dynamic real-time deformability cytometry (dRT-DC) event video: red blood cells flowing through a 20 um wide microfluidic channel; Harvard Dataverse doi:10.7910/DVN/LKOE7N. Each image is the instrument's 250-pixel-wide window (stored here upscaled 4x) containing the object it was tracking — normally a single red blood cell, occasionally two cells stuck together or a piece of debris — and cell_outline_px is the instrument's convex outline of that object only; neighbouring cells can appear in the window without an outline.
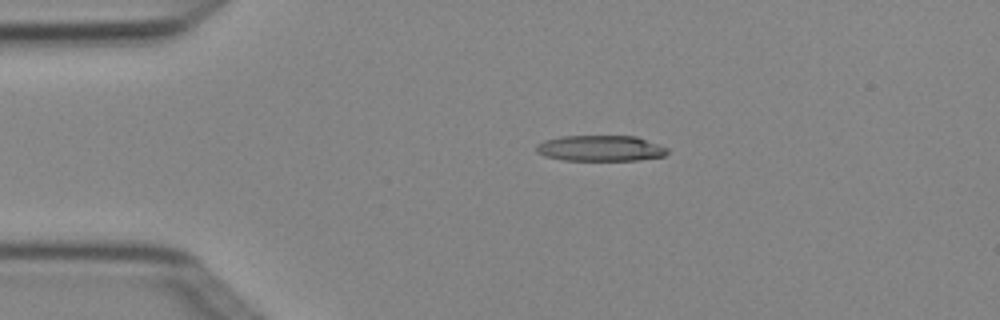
{"species": "Egyptian fruit bat (a non-hibernating species)", "species_latin": "Rousettus aegyptiacus", "temperature_condition": "cold", "stored_images_in_passage": 3, "camera_frame_rate_fps": 3000, "um_per_image_px": 0.085, "animal": {"sex": "female"}, "frame": {"image": 1, "passage_image": 1, "time_ms": 0.0, "image_size_px": [1000, 320], "cell_outline_px": [[668, 152], [664, 156], [640, 160], [564, 160], [544, 156], [536, 152], [536, 144], [544, 140], [560, 136], [636, 136], [668, 148]], "centroid_in_image_um": [51.01, 12.6], "position_along_channel_um": 34.0, "area_um2": 19.77}}
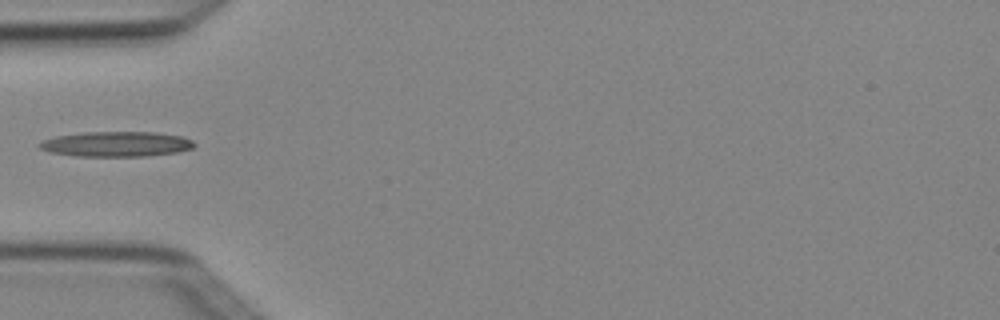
{"frame": {"image": 2, "passage_image": 3, "time_ms": 0.667, "image_size_px": [1000, 320], "cell_outline_px": [[196, 144], [192, 148], [176, 152], [144, 156], [76, 156], [52, 152], [40, 148], [36, 144], [44, 140], [56, 136], [84, 132], [156, 132], [184, 136], [192, 140]], "centroid_in_image_um": [9.91, 12.24], "position_along_channel_um": 75.1, "area_um2": 22.6}}